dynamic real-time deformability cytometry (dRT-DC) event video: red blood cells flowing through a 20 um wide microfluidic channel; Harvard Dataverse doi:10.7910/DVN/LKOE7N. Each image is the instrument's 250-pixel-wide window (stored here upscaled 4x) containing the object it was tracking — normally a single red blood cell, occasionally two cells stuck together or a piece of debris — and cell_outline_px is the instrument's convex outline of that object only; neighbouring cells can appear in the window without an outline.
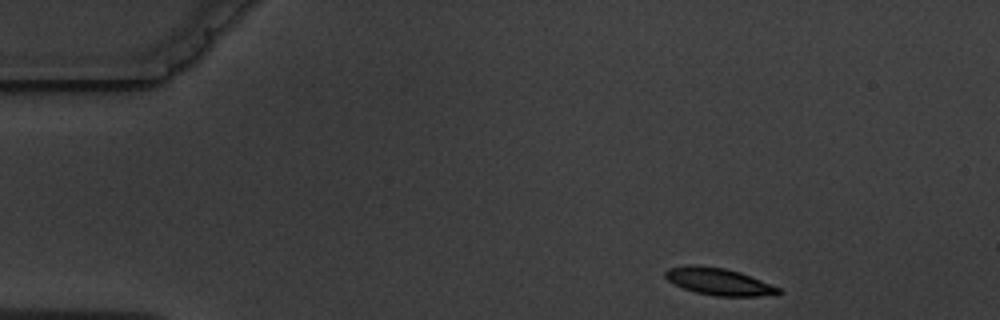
{"species": "common noctule bat (a hibernating species)", "species_latin": "Nyctalus noctula", "temperature_condition": "warm", "stored_images_in_passage": 5, "camera_frame_rate_fps": 3000, "um_per_image_px": 0.085, "animal": {"sex": "male", "body_mass_g": 19.5, "forearm_length_mm": 54.6}, "frame": {"image": 1, "passage_image": 1, "time_ms": 0.0, "image_size_px": [1000, 320], "cell_outline_px": [[784, 292], [776, 296], [716, 296], [696, 292], [684, 288], [668, 280], [664, 276], [664, 272], [668, 268], [692, 264], [724, 268], [740, 272], [780, 288]], "centroid_in_image_um": [61.14, 23.94], "position_along_channel_um": 23.9, "area_um2": 17.86}}
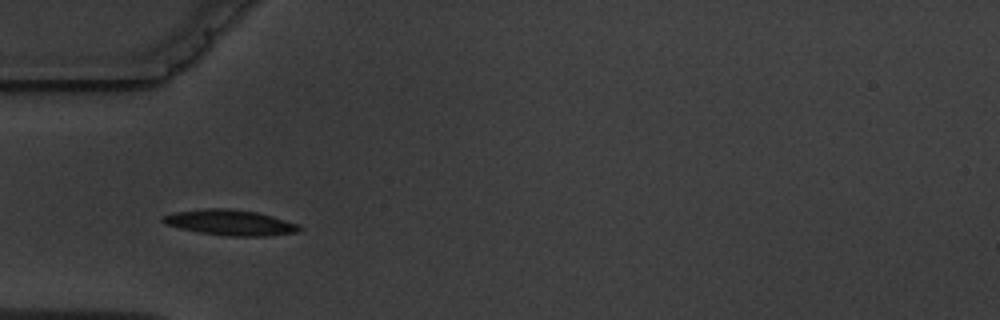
{"frame": {"image": 2, "passage_image": 4, "time_ms": 3.333, "image_size_px": [1000, 320], "cell_outline_px": [[304, 228], [296, 232], [264, 236], [232, 236], [200, 232], [180, 228], [164, 224], [160, 220], [164, 216], [176, 212], [204, 208], [228, 208], [256, 212], [272, 216], [300, 224]], "centroid_in_image_um": [19.59, 18.91], "position_along_channel_um": 65.4, "area_um2": 20.17}}
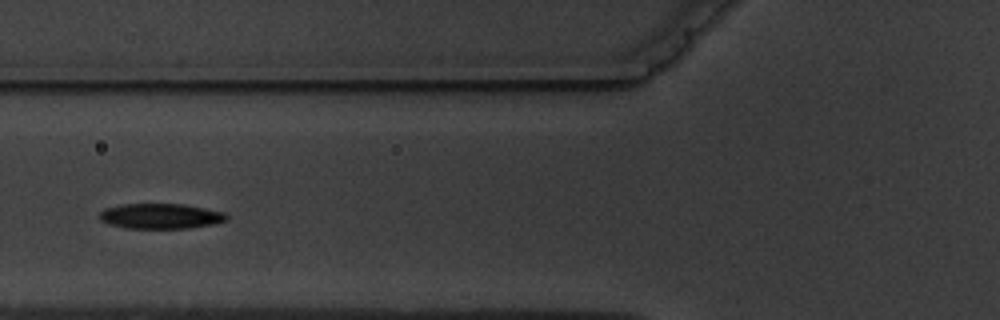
{"frame": {"image": 3, "passage_image": 5, "time_ms": 4.667, "image_size_px": [1000, 320], "cell_outline_px": [[228, 220], [212, 224], [192, 228], [124, 228], [108, 224], [100, 220], [100, 212], [104, 208], [120, 204], [184, 204], [224, 212], [228, 216]], "centroid_in_image_um": [13.64, 18.37], "position_along_channel_um": 112.2, "area_um2": 18.79}}